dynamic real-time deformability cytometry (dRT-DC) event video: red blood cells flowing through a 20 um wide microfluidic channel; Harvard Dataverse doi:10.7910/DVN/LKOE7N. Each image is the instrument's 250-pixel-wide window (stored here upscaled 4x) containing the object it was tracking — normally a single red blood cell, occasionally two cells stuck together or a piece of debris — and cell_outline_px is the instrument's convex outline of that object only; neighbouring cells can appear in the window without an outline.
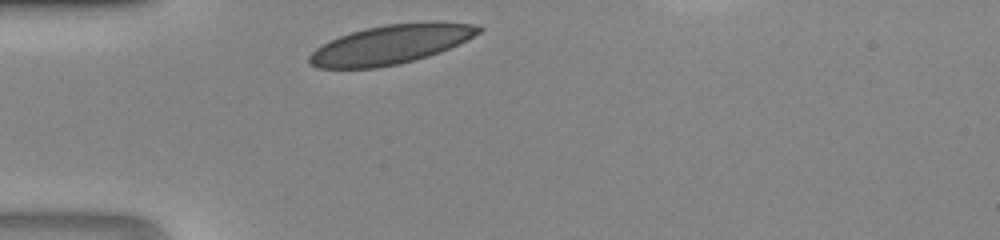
{"species": "human", "species_latin": "Homo sapiens", "temperature_condition": "room temperature", "stored_images_in_passage": 24, "camera_frame_rate_fps": 3000, "um_per_image_px": 0.085, "donor": {"sex": "male"}, "frame": {"image": 1, "passage_image": 1, "time_ms": 0.0, "image_size_px": [1000, 240], "cell_outline_px": [[484, 28], [480, 32], [440, 52], [428, 56], [400, 64], [376, 68], [316, 68], [308, 64], [308, 56], [316, 48], [328, 40], [364, 28], [384, 24], [472, 24]], "centroid_in_image_um": [33.06, 3.83], "position_along_channel_um": 51.9, "area_um2": 37.63}}
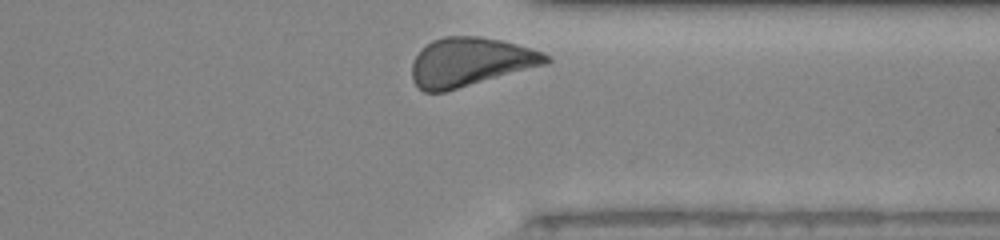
{"frame": {"image": 2, "passage_image": 24, "time_ms": 7.667, "image_size_px": [1000, 240], "cell_outline_px": [[552, 60], [548, 64], [444, 92], [424, 92], [412, 80], [412, 64], [416, 56], [432, 40], [444, 36], [480, 36], [500, 40], [516, 44], [544, 52]], "centroid_in_image_um": [39.99, 5.27], "position_along_channel_um": 371.4, "area_um2": 37.92}}